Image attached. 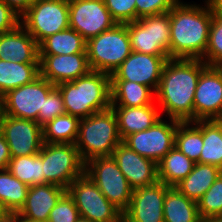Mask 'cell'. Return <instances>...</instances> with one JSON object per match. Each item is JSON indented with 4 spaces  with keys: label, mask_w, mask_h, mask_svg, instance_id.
<instances>
[{
    "label": "cell",
    "mask_w": 222,
    "mask_h": 222,
    "mask_svg": "<svg viewBox=\"0 0 222 222\" xmlns=\"http://www.w3.org/2000/svg\"><path fill=\"white\" fill-rule=\"evenodd\" d=\"M207 66L202 59L167 60L155 91V99L169 119L194 122V94L199 76Z\"/></svg>",
    "instance_id": "obj_1"
},
{
    "label": "cell",
    "mask_w": 222,
    "mask_h": 222,
    "mask_svg": "<svg viewBox=\"0 0 222 222\" xmlns=\"http://www.w3.org/2000/svg\"><path fill=\"white\" fill-rule=\"evenodd\" d=\"M179 1L170 14V58L202 59L208 46L213 11L204 3Z\"/></svg>",
    "instance_id": "obj_2"
},
{
    "label": "cell",
    "mask_w": 222,
    "mask_h": 222,
    "mask_svg": "<svg viewBox=\"0 0 222 222\" xmlns=\"http://www.w3.org/2000/svg\"><path fill=\"white\" fill-rule=\"evenodd\" d=\"M59 89L66 113L86 118L111 107V75L90 71L71 82H63Z\"/></svg>",
    "instance_id": "obj_3"
},
{
    "label": "cell",
    "mask_w": 222,
    "mask_h": 222,
    "mask_svg": "<svg viewBox=\"0 0 222 222\" xmlns=\"http://www.w3.org/2000/svg\"><path fill=\"white\" fill-rule=\"evenodd\" d=\"M122 142L112 107L82 118L75 145L84 163L95 157L111 156Z\"/></svg>",
    "instance_id": "obj_4"
},
{
    "label": "cell",
    "mask_w": 222,
    "mask_h": 222,
    "mask_svg": "<svg viewBox=\"0 0 222 222\" xmlns=\"http://www.w3.org/2000/svg\"><path fill=\"white\" fill-rule=\"evenodd\" d=\"M86 51L91 71L112 75L132 52L127 24H115L90 38Z\"/></svg>",
    "instance_id": "obj_5"
},
{
    "label": "cell",
    "mask_w": 222,
    "mask_h": 222,
    "mask_svg": "<svg viewBox=\"0 0 222 222\" xmlns=\"http://www.w3.org/2000/svg\"><path fill=\"white\" fill-rule=\"evenodd\" d=\"M84 173L97 185L111 204L122 213L127 210L134 189L112 156L90 159L85 163Z\"/></svg>",
    "instance_id": "obj_6"
},
{
    "label": "cell",
    "mask_w": 222,
    "mask_h": 222,
    "mask_svg": "<svg viewBox=\"0 0 222 222\" xmlns=\"http://www.w3.org/2000/svg\"><path fill=\"white\" fill-rule=\"evenodd\" d=\"M131 50L153 56L169 57L170 14L146 16L127 23Z\"/></svg>",
    "instance_id": "obj_7"
},
{
    "label": "cell",
    "mask_w": 222,
    "mask_h": 222,
    "mask_svg": "<svg viewBox=\"0 0 222 222\" xmlns=\"http://www.w3.org/2000/svg\"><path fill=\"white\" fill-rule=\"evenodd\" d=\"M20 24L39 44L46 37L69 28V0H34L20 17Z\"/></svg>",
    "instance_id": "obj_8"
},
{
    "label": "cell",
    "mask_w": 222,
    "mask_h": 222,
    "mask_svg": "<svg viewBox=\"0 0 222 222\" xmlns=\"http://www.w3.org/2000/svg\"><path fill=\"white\" fill-rule=\"evenodd\" d=\"M80 217L92 222H123V213L111 204L97 185L83 173L66 189Z\"/></svg>",
    "instance_id": "obj_9"
},
{
    "label": "cell",
    "mask_w": 222,
    "mask_h": 222,
    "mask_svg": "<svg viewBox=\"0 0 222 222\" xmlns=\"http://www.w3.org/2000/svg\"><path fill=\"white\" fill-rule=\"evenodd\" d=\"M42 164L44 182L65 189L81 176L85 169V163L75 144L43 143Z\"/></svg>",
    "instance_id": "obj_10"
},
{
    "label": "cell",
    "mask_w": 222,
    "mask_h": 222,
    "mask_svg": "<svg viewBox=\"0 0 222 222\" xmlns=\"http://www.w3.org/2000/svg\"><path fill=\"white\" fill-rule=\"evenodd\" d=\"M55 87L40 75L31 83L9 90L1 97L2 114L37 122L45 99Z\"/></svg>",
    "instance_id": "obj_11"
},
{
    "label": "cell",
    "mask_w": 222,
    "mask_h": 222,
    "mask_svg": "<svg viewBox=\"0 0 222 222\" xmlns=\"http://www.w3.org/2000/svg\"><path fill=\"white\" fill-rule=\"evenodd\" d=\"M162 118L152 127L126 136L122 142L142 157L158 163L174 147L179 123L174 119L167 123Z\"/></svg>",
    "instance_id": "obj_12"
},
{
    "label": "cell",
    "mask_w": 222,
    "mask_h": 222,
    "mask_svg": "<svg viewBox=\"0 0 222 222\" xmlns=\"http://www.w3.org/2000/svg\"><path fill=\"white\" fill-rule=\"evenodd\" d=\"M0 132L9 146L11 157L38 154L43 145L42 127L34 120L1 113Z\"/></svg>",
    "instance_id": "obj_13"
},
{
    "label": "cell",
    "mask_w": 222,
    "mask_h": 222,
    "mask_svg": "<svg viewBox=\"0 0 222 222\" xmlns=\"http://www.w3.org/2000/svg\"><path fill=\"white\" fill-rule=\"evenodd\" d=\"M115 24L104 0H69V26L86 41Z\"/></svg>",
    "instance_id": "obj_14"
},
{
    "label": "cell",
    "mask_w": 222,
    "mask_h": 222,
    "mask_svg": "<svg viewBox=\"0 0 222 222\" xmlns=\"http://www.w3.org/2000/svg\"><path fill=\"white\" fill-rule=\"evenodd\" d=\"M222 118V68L207 66L194 94V121Z\"/></svg>",
    "instance_id": "obj_15"
},
{
    "label": "cell",
    "mask_w": 222,
    "mask_h": 222,
    "mask_svg": "<svg viewBox=\"0 0 222 222\" xmlns=\"http://www.w3.org/2000/svg\"><path fill=\"white\" fill-rule=\"evenodd\" d=\"M170 57L153 56L132 51L113 72L111 80H127L157 90L163 68Z\"/></svg>",
    "instance_id": "obj_16"
},
{
    "label": "cell",
    "mask_w": 222,
    "mask_h": 222,
    "mask_svg": "<svg viewBox=\"0 0 222 222\" xmlns=\"http://www.w3.org/2000/svg\"><path fill=\"white\" fill-rule=\"evenodd\" d=\"M168 185L158 181L133 190L123 222H164L163 205Z\"/></svg>",
    "instance_id": "obj_17"
},
{
    "label": "cell",
    "mask_w": 222,
    "mask_h": 222,
    "mask_svg": "<svg viewBox=\"0 0 222 222\" xmlns=\"http://www.w3.org/2000/svg\"><path fill=\"white\" fill-rule=\"evenodd\" d=\"M111 156L133 189L159 181L157 163L137 154L123 142L116 146Z\"/></svg>",
    "instance_id": "obj_18"
},
{
    "label": "cell",
    "mask_w": 222,
    "mask_h": 222,
    "mask_svg": "<svg viewBox=\"0 0 222 222\" xmlns=\"http://www.w3.org/2000/svg\"><path fill=\"white\" fill-rule=\"evenodd\" d=\"M40 75L55 86L87 75L91 69L87 53L39 55Z\"/></svg>",
    "instance_id": "obj_19"
},
{
    "label": "cell",
    "mask_w": 222,
    "mask_h": 222,
    "mask_svg": "<svg viewBox=\"0 0 222 222\" xmlns=\"http://www.w3.org/2000/svg\"><path fill=\"white\" fill-rule=\"evenodd\" d=\"M65 193V188L55 184L31 186L23 207L13 218L48 222L50 211Z\"/></svg>",
    "instance_id": "obj_20"
},
{
    "label": "cell",
    "mask_w": 222,
    "mask_h": 222,
    "mask_svg": "<svg viewBox=\"0 0 222 222\" xmlns=\"http://www.w3.org/2000/svg\"><path fill=\"white\" fill-rule=\"evenodd\" d=\"M0 60L40 63L38 43L21 24L12 31L0 33Z\"/></svg>",
    "instance_id": "obj_21"
},
{
    "label": "cell",
    "mask_w": 222,
    "mask_h": 222,
    "mask_svg": "<svg viewBox=\"0 0 222 222\" xmlns=\"http://www.w3.org/2000/svg\"><path fill=\"white\" fill-rule=\"evenodd\" d=\"M114 110L121 139L152 127L160 118V110L155 104L141 107L111 106Z\"/></svg>",
    "instance_id": "obj_22"
},
{
    "label": "cell",
    "mask_w": 222,
    "mask_h": 222,
    "mask_svg": "<svg viewBox=\"0 0 222 222\" xmlns=\"http://www.w3.org/2000/svg\"><path fill=\"white\" fill-rule=\"evenodd\" d=\"M155 102V92L150 87L127 80H111V106L141 107Z\"/></svg>",
    "instance_id": "obj_23"
},
{
    "label": "cell",
    "mask_w": 222,
    "mask_h": 222,
    "mask_svg": "<svg viewBox=\"0 0 222 222\" xmlns=\"http://www.w3.org/2000/svg\"><path fill=\"white\" fill-rule=\"evenodd\" d=\"M221 173L222 170L215 165L195 163L192 171L175 188L197 202Z\"/></svg>",
    "instance_id": "obj_24"
},
{
    "label": "cell",
    "mask_w": 222,
    "mask_h": 222,
    "mask_svg": "<svg viewBox=\"0 0 222 222\" xmlns=\"http://www.w3.org/2000/svg\"><path fill=\"white\" fill-rule=\"evenodd\" d=\"M40 76V63L0 60V97L9 90L33 82Z\"/></svg>",
    "instance_id": "obj_25"
},
{
    "label": "cell",
    "mask_w": 222,
    "mask_h": 222,
    "mask_svg": "<svg viewBox=\"0 0 222 222\" xmlns=\"http://www.w3.org/2000/svg\"><path fill=\"white\" fill-rule=\"evenodd\" d=\"M87 41L72 28H67L43 39L39 44V55H70L87 53Z\"/></svg>",
    "instance_id": "obj_26"
},
{
    "label": "cell",
    "mask_w": 222,
    "mask_h": 222,
    "mask_svg": "<svg viewBox=\"0 0 222 222\" xmlns=\"http://www.w3.org/2000/svg\"><path fill=\"white\" fill-rule=\"evenodd\" d=\"M164 222H201L197 202L169 187L163 205Z\"/></svg>",
    "instance_id": "obj_27"
},
{
    "label": "cell",
    "mask_w": 222,
    "mask_h": 222,
    "mask_svg": "<svg viewBox=\"0 0 222 222\" xmlns=\"http://www.w3.org/2000/svg\"><path fill=\"white\" fill-rule=\"evenodd\" d=\"M194 164L195 162L173 147L157 163L158 179L169 187H175L192 171Z\"/></svg>",
    "instance_id": "obj_28"
},
{
    "label": "cell",
    "mask_w": 222,
    "mask_h": 222,
    "mask_svg": "<svg viewBox=\"0 0 222 222\" xmlns=\"http://www.w3.org/2000/svg\"><path fill=\"white\" fill-rule=\"evenodd\" d=\"M203 145V120L178 123L174 147L197 163Z\"/></svg>",
    "instance_id": "obj_29"
},
{
    "label": "cell",
    "mask_w": 222,
    "mask_h": 222,
    "mask_svg": "<svg viewBox=\"0 0 222 222\" xmlns=\"http://www.w3.org/2000/svg\"><path fill=\"white\" fill-rule=\"evenodd\" d=\"M80 120L68 113L55 117L42 127L43 143L75 144Z\"/></svg>",
    "instance_id": "obj_30"
},
{
    "label": "cell",
    "mask_w": 222,
    "mask_h": 222,
    "mask_svg": "<svg viewBox=\"0 0 222 222\" xmlns=\"http://www.w3.org/2000/svg\"><path fill=\"white\" fill-rule=\"evenodd\" d=\"M20 182L29 187L46 184L44 182L42 147L38 154L11 157L7 168Z\"/></svg>",
    "instance_id": "obj_31"
},
{
    "label": "cell",
    "mask_w": 222,
    "mask_h": 222,
    "mask_svg": "<svg viewBox=\"0 0 222 222\" xmlns=\"http://www.w3.org/2000/svg\"><path fill=\"white\" fill-rule=\"evenodd\" d=\"M203 144L197 163L222 170V125L217 120H203Z\"/></svg>",
    "instance_id": "obj_32"
},
{
    "label": "cell",
    "mask_w": 222,
    "mask_h": 222,
    "mask_svg": "<svg viewBox=\"0 0 222 222\" xmlns=\"http://www.w3.org/2000/svg\"><path fill=\"white\" fill-rule=\"evenodd\" d=\"M29 186L20 182L11 172L0 169V200L12 215H16L23 207Z\"/></svg>",
    "instance_id": "obj_33"
},
{
    "label": "cell",
    "mask_w": 222,
    "mask_h": 222,
    "mask_svg": "<svg viewBox=\"0 0 222 222\" xmlns=\"http://www.w3.org/2000/svg\"><path fill=\"white\" fill-rule=\"evenodd\" d=\"M202 60L208 66L222 65V13L213 12L208 46Z\"/></svg>",
    "instance_id": "obj_34"
},
{
    "label": "cell",
    "mask_w": 222,
    "mask_h": 222,
    "mask_svg": "<svg viewBox=\"0 0 222 222\" xmlns=\"http://www.w3.org/2000/svg\"><path fill=\"white\" fill-rule=\"evenodd\" d=\"M201 219L222 216V173L197 201Z\"/></svg>",
    "instance_id": "obj_35"
},
{
    "label": "cell",
    "mask_w": 222,
    "mask_h": 222,
    "mask_svg": "<svg viewBox=\"0 0 222 222\" xmlns=\"http://www.w3.org/2000/svg\"><path fill=\"white\" fill-rule=\"evenodd\" d=\"M65 106L62 95L57 87H55L44 101L43 111H39L37 123L43 127L55 117L65 114Z\"/></svg>",
    "instance_id": "obj_36"
},
{
    "label": "cell",
    "mask_w": 222,
    "mask_h": 222,
    "mask_svg": "<svg viewBox=\"0 0 222 222\" xmlns=\"http://www.w3.org/2000/svg\"><path fill=\"white\" fill-rule=\"evenodd\" d=\"M104 3L117 24L136 21L135 0H104Z\"/></svg>",
    "instance_id": "obj_37"
},
{
    "label": "cell",
    "mask_w": 222,
    "mask_h": 222,
    "mask_svg": "<svg viewBox=\"0 0 222 222\" xmlns=\"http://www.w3.org/2000/svg\"><path fill=\"white\" fill-rule=\"evenodd\" d=\"M79 218L78 209L66 192L50 211L48 222H77Z\"/></svg>",
    "instance_id": "obj_38"
},
{
    "label": "cell",
    "mask_w": 222,
    "mask_h": 222,
    "mask_svg": "<svg viewBox=\"0 0 222 222\" xmlns=\"http://www.w3.org/2000/svg\"><path fill=\"white\" fill-rule=\"evenodd\" d=\"M180 0H135L136 20L168 13Z\"/></svg>",
    "instance_id": "obj_39"
},
{
    "label": "cell",
    "mask_w": 222,
    "mask_h": 222,
    "mask_svg": "<svg viewBox=\"0 0 222 222\" xmlns=\"http://www.w3.org/2000/svg\"><path fill=\"white\" fill-rule=\"evenodd\" d=\"M20 24V16L0 0V33L9 32Z\"/></svg>",
    "instance_id": "obj_40"
},
{
    "label": "cell",
    "mask_w": 222,
    "mask_h": 222,
    "mask_svg": "<svg viewBox=\"0 0 222 222\" xmlns=\"http://www.w3.org/2000/svg\"><path fill=\"white\" fill-rule=\"evenodd\" d=\"M20 17L27 11L34 0H2Z\"/></svg>",
    "instance_id": "obj_41"
},
{
    "label": "cell",
    "mask_w": 222,
    "mask_h": 222,
    "mask_svg": "<svg viewBox=\"0 0 222 222\" xmlns=\"http://www.w3.org/2000/svg\"><path fill=\"white\" fill-rule=\"evenodd\" d=\"M11 160V155L9 151V146L0 132V169L8 168L9 162Z\"/></svg>",
    "instance_id": "obj_42"
},
{
    "label": "cell",
    "mask_w": 222,
    "mask_h": 222,
    "mask_svg": "<svg viewBox=\"0 0 222 222\" xmlns=\"http://www.w3.org/2000/svg\"><path fill=\"white\" fill-rule=\"evenodd\" d=\"M13 215L7 209L5 204L0 200V222H12Z\"/></svg>",
    "instance_id": "obj_43"
},
{
    "label": "cell",
    "mask_w": 222,
    "mask_h": 222,
    "mask_svg": "<svg viewBox=\"0 0 222 222\" xmlns=\"http://www.w3.org/2000/svg\"><path fill=\"white\" fill-rule=\"evenodd\" d=\"M205 3L213 12L222 13V0H206Z\"/></svg>",
    "instance_id": "obj_44"
},
{
    "label": "cell",
    "mask_w": 222,
    "mask_h": 222,
    "mask_svg": "<svg viewBox=\"0 0 222 222\" xmlns=\"http://www.w3.org/2000/svg\"><path fill=\"white\" fill-rule=\"evenodd\" d=\"M201 222H222V216L207 217L201 219Z\"/></svg>",
    "instance_id": "obj_45"
},
{
    "label": "cell",
    "mask_w": 222,
    "mask_h": 222,
    "mask_svg": "<svg viewBox=\"0 0 222 222\" xmlns=\"http://www.w3.org/2000/svg\"><path fill=\"white\" fill-rule=\"evenodd\" d=\"M13 222H42V221H31L23 218H13Z\"/></svg>",
    "instance_id": "obj_46"
},
{
    "label": "cell",
    "mask_w": 222,
    "mask_h": 222,
    "mask_svg": "<svg viewBox=\"0 0 222 222\" xmlns=\"http://www.w3.org/2000/svg\"><path fill=\"white\" fill-rule=\"evenodd\" d=\"M77 222H92V221H90V220H88V219H85V218L80 217V218L77 220Z\"/></svg>",
    "instance_id": "obj_47"
},
{
    "label": "cell",
    "mask_w": 222,
    "mask_h": 222,
    "mask_svg": "<svg viewBox=\"0 0 222 222\" xmlns=\"http://www.w3.org/2000/svg\"><path fill=\"white\" fill-rule=\"evenodd\" d=\"M2 113L1 97H0V115Z\"/></svg>",
    "instance_id": "obj_48"
},
{
    "label": "cell",
    "mask_w": 222,
    "mask_h": 222,
    "mask_svg": "<svg viewBox=\"0 0 222 222\" xmlns=\"http://www.w3.org/2000/svg\"><path fill=\"white\" fill-rule=\"evenodd\" d=\"M217 121L222 125V118L217 119Z\"/></svg>",
    "instance_id": "obj_49"
}]
</instances>
